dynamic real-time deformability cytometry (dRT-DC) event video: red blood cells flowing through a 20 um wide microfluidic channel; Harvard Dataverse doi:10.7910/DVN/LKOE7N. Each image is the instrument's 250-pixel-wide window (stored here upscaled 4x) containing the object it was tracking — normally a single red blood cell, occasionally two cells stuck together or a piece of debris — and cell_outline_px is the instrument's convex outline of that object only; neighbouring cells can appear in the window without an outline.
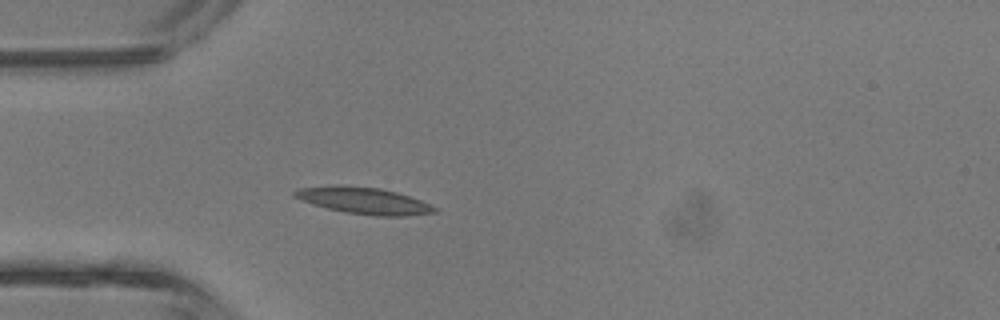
{"species": "common noctule bat (a hibernating species)", "species_latin": "Nyctalus noctula", "temperature_condition": "room temperature", "stored_images_in_passage": 4, "camera_frame_rate_fps": 3000, "um_per_image_px": 0.085, "animal": {"sex": "male", "body_mass_g": 13.3}, "frame": {"image": 1, "passage_image": 4, "time_ms": 3.333, "image_size_px": [1000, 320], "cell_outline_px": [[440, 208], [436, 212], [404, 216], [376, 216], [344, 212], [312, 204], [300, 200], [292, 196], [292, 192], [300, 188], [336, 184], [340, 184], [380, 188], [396, 192], [420, 200]], "centroid_in_image_um": [30.9, 17.04], "position_along_channel_um": 54.1, "area_um2": 21.91}}